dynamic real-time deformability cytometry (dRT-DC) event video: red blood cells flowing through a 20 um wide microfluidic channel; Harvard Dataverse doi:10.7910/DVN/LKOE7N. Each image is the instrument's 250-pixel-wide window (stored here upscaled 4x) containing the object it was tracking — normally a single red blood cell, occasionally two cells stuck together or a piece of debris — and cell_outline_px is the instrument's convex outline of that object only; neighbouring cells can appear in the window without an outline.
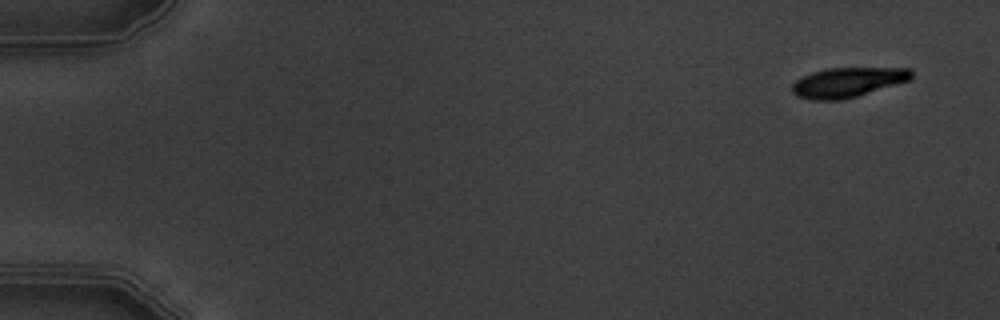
{"species": "common noctule bat (a hibernating species)", "species_latin": "Nyctalus noctula", "temperature_condition": "warm", "stored_images_in_passage": 6, "camera_frame_rate_fps": 3000, "um_per_image_px": 0.085, "animal": {"sex": "male", "body_mass_g": 19.5, "forearm_length_mm": 54.6}, "frame": {"image": 1, "passage_image": 1, "time_ms": 0.0, "image_size_px": [1000, 320], "cell_outline_px": [[912, 76], [908, 80], [856, 96], [840, 100], [812, 100], [796, 96], [792, 92], [792, 84], [800, 76], [812, 72], [828, 68], [912, 68]], "centroid_in_image_um": [71.99, 6.99], "position_along_channel_um": 13.0, "area_um2": 20.52}}
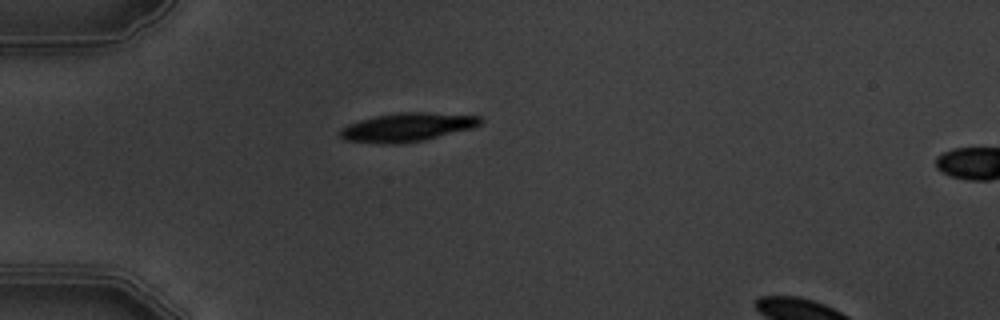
{"frame": {"image": 2, "passage_image": 5, "time_ms": 4.333, "image_size_px": [1000, 320], "cell_outline_px": [[484, 120], [480, 124], [472, 128], [424, 140], [392, 144], [344, 140], [340, 136], [340, 128], [348, 124], [360, 120], [376, 116], [396, 112], [424, 112], [480, 116]], "centroid_in_image_um": [34.61, 10.8], "position_along_channel_um": 50.4, "area_um2": 23.18}}